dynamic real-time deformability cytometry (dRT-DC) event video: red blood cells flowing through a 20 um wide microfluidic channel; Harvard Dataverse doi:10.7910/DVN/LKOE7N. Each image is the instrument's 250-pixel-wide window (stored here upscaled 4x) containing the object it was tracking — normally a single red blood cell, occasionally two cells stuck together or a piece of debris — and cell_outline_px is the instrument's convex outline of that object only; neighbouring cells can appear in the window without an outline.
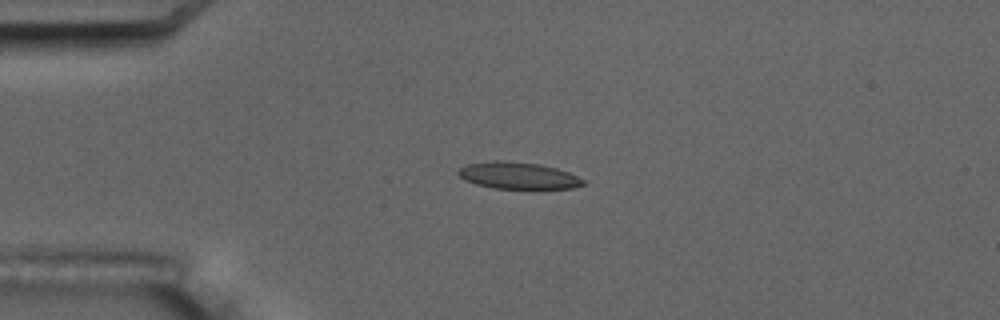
{"species": "common noctule bat (a hibernating species)", "species_latin": "Nyctalus noctula", "temperature_condition": "room temperature", "stored_images_in_passage": 5, "camera_frame_rate_fps": 3000, "um_per_image_px": 0.085, "animal": {"sex": "male", "body_mass_g": 17.5, "forearm_length_mm": 52.3}, "frame": {"image": 1, "passage_image": 4, "time_ms": 3.667, "image_size_px": [1000, 320], "cell_outline_px": [[588, 184], [572, 188], [492, 188], [476, 184], [464, 180], [456, 172], [460, 168], [468, 164], [492, 160], [504, 160], [540, 164], [556, 168], [568, 172], [588, 180]], "centroid_in_image_um": [44.08, 14.92], "position_along_channel_um": 40.9, "area_um2": 19.65}}